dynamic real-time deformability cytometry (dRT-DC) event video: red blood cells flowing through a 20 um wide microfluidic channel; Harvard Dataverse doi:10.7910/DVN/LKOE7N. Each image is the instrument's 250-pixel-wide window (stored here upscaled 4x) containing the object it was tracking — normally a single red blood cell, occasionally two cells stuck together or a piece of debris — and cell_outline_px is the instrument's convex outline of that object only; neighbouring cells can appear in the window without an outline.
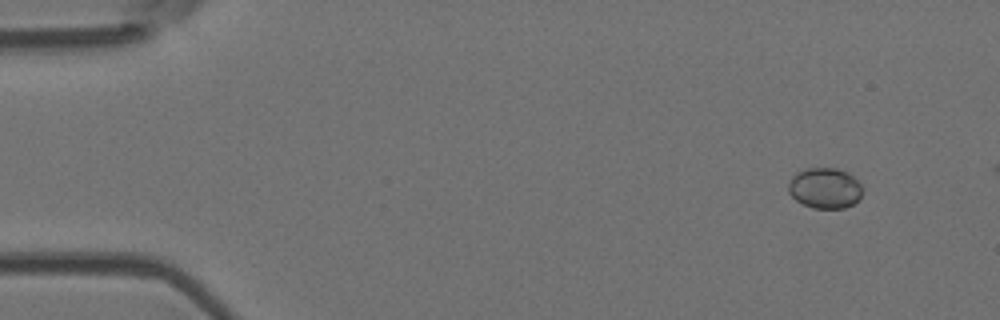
{"species": "Egyptian fruit bat (a non-hibernating species)", "species_latin": "Rousettus aegyptiacus", "temperature_condition": "room temperature", "stored_images_in_passage": 2, "camera_frame_rate_fps": 3000, "um_per_image_px": 0.085, "animal": {"sex": "female"}, "frame": {"image": 1, "passage_image": 1, "time_ms": 0.0, "image_size_px": [1000, 320], "cell_outline_px": [[864, 192], [852, 204], [844, 208], [812, 208], [796, 200], [788, 192], [788, 184], [792, 176], [796, 172], [808, 168], [836, 168], [848, 172], [860, 184]], "centroid_in_image_um": [70.1, 15.98], "position_along_channel_um": 14.9, "area_um2": 17.51}}